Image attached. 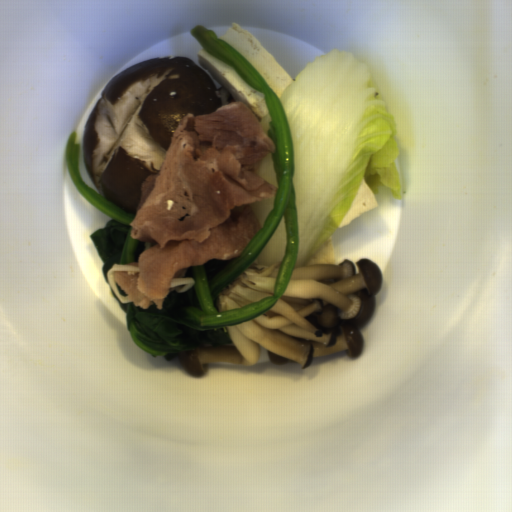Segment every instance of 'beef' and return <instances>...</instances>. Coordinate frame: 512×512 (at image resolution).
Listing matches in <instances>:
<instances>
[{"mask_svg": "<svg viewBox=\"0 0 512 512\" xmlns=\"http://www.w3.org/2000/svg\"><path fill=\"white\" fill-rule=\"evenodd\" d=\"M214 92L222 106L187 113L157 174L140 184L130 235L156 245L126 264L139 271L112 275L143 311L163 309L172 279L189 268L241 256L263 228L252 204L277 191L258 173L276 150L258 116L225 87Z\"/></svg>", "mask_w": 512, "mask_h": 512, "instance_id": "beef-1", "label": "beef"}]
</instances>
